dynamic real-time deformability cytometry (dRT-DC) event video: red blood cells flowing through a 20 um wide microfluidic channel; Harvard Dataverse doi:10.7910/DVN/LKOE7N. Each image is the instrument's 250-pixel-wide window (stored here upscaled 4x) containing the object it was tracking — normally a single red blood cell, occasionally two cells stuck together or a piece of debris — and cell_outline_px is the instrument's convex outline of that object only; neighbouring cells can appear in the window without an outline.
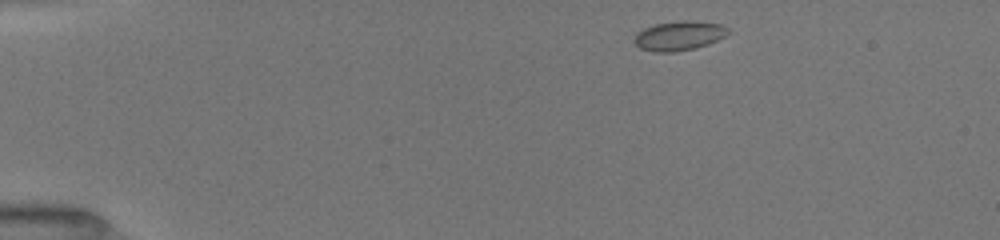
{"species": "common noctule bat (a hibernating species)", "species_latin": "Nyctalus noctula", "temperature_condition": "room temperature", "stored_images_in_passage": 59, "camera_frame_rate_fps": 3000, "um_per_image_px": 0.085, "animal": {"sex": "female", "body_mass_g": 19.5, "forearm_length_mm": 54.1}, "frame": {"image": 1, "passage_image": 1, "time_ms": 0.0, "image_size_px": [1000, 240], "cell_outline_px": [[732, 32], [708, 44], [696, 48], [676, 52], [656, 52], [640, 48], [636, 44], [636, 32], [644, 28], [656, 24], [680, 20], [692, 20], [720, 24], [728, 28]], "centroid_in_image_um": [57.75, 3.03], "position_along_channel_um": 27.2, "area_um2": 16.07}}
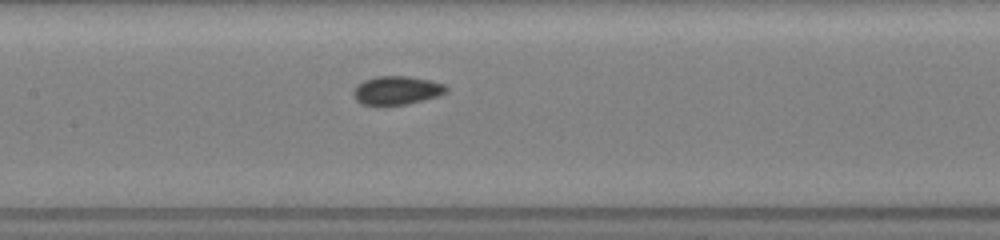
{"frame": {"image": 2, "passage_image": 24, "time_ms": 5.667, "image_size_px": [1000, 240], "cell_outline_px": [[448, 92], [436, 96], [408, 104], [384, 108], [376, 108], [360, 104], [356, 100], [352, 92], [364, 80], [376, 76], [408, 76], [428, 80], [444, 84], [448, 88]], "centroid_in_image_um": [33.67, 7.74], "position_along_channel_um": 173.7, "area_um2": 15.95}}
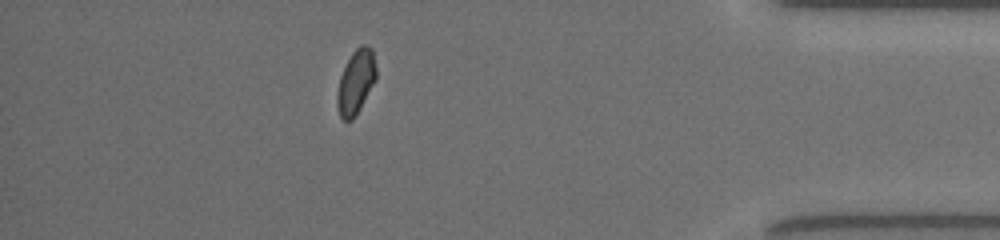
{"frame": {"image": 3, "passage_image": 50, "time_ms": 12.333, "image_size_px": [1000, 240], "cell_outline_px": [[376, 80], [360, 108], [352, 120], [344, 120], [340, 116], [336, 100], [336, 96], [340, 76], [352, 52], [360, 44], [368, 44], [372, 48], [376, 68]], "centroid_in_image_um": [30.26, 6.93], "position_along_channel_um": 404.9, "area_um2": 14.57}, "authors_computed_cell_mechanics": {"area_um2": 15.028, "velocity_mm_per_s": 4.0232, "shape_relaxation_time_tau1_ms": 3.4247, "shape_relaxation_time_tau2_ms": 1.3473, "deformation_change_tau1": 0.0802, "deformation_change_tau2": 0.05}}